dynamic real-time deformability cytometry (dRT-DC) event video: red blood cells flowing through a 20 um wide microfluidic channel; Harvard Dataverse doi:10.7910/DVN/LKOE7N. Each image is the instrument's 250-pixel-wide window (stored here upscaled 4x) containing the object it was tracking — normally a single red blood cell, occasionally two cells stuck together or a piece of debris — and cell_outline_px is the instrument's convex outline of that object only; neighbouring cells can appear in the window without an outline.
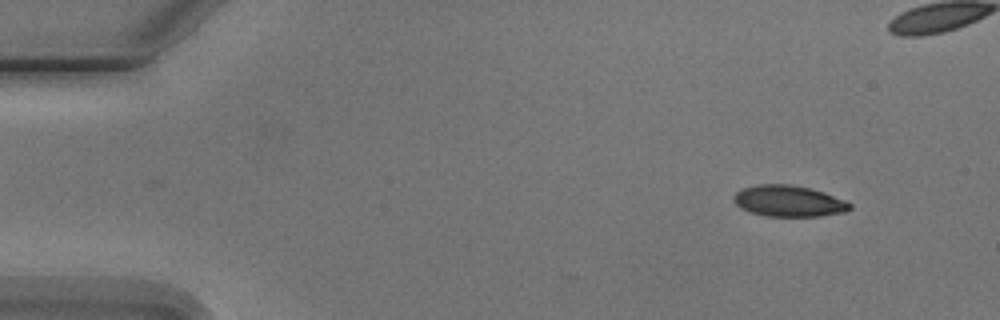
{"species": "Egyptian fruit bat (a non-hibernating species)", "species_latin": "Rousettus aegyptiacus", "temperature_condition": "cold", "stored_images_in_passage": 4, "camera_frame_rate_fps": 3000, "um_per_image_px": 0.085, "animal": {"sex": "male"}, "frame": {"image": 1, "passage_image": 1, "time_ms": 0.0, "image_size_px": [1000, 320], "cell_outline_px": [[852, 208], [844, 212], [820, 216], [768, 216], [752, 212], [740, 208], [736, 204], [732, 196], [736, 192], [744, 188], [756, 184], [792, 184], [824, 192], [844, 200], [852, 204]], "centroid_in_image_um": [67.04, 17.08], "position_along_channel_um": 18.0, "area_um2": 21.04}}